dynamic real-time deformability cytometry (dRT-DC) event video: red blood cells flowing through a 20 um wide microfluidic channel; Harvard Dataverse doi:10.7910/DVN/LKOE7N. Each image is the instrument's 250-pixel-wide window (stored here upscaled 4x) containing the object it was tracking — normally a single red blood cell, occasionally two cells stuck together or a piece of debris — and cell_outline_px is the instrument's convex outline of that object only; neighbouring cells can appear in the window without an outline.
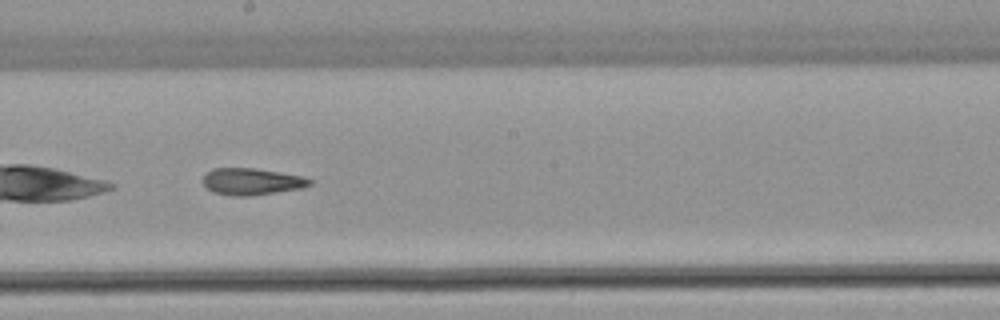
{"species": "common noctule bat (a hibernating species)", "species_latin": "Nyctalus noctula", "temperature_condition": "warm", "stored_images_in_passage": 35, "camera_frame_rate_fps": 3000, "um_per_image_px": 0.085, "animal": {"sex": "female", "body_mass_g": 22.7, "forearm_length_mm": 54.2}, "frame": {"image": 1, "passage_image": 16, "time_ms": 5.0, "image_size_px": [1000, 320], "cell_outline_px": [[312, 184], [300, 188], [252, 196], [232, 196], [212, 192], [204, 184], [204, 176], [212, 168], [256, 168], [304, 176], [312, 180]], "centroid_in_image_um": [21.41, 15.43], "position_along_channel_um": 226.8, "area_um2": 16.65}, "authors_computed_cell_mechanics": {"area_um2": 17.1666, "velocity_mm_per_s": 3.8427, "shape_relaxation_time_tau1_ms": null, "shape_relaxation_time_tau2_ms": 4.1201, "deformation_change_tau1": null, "deformation_change_tau2": 0.1389}}